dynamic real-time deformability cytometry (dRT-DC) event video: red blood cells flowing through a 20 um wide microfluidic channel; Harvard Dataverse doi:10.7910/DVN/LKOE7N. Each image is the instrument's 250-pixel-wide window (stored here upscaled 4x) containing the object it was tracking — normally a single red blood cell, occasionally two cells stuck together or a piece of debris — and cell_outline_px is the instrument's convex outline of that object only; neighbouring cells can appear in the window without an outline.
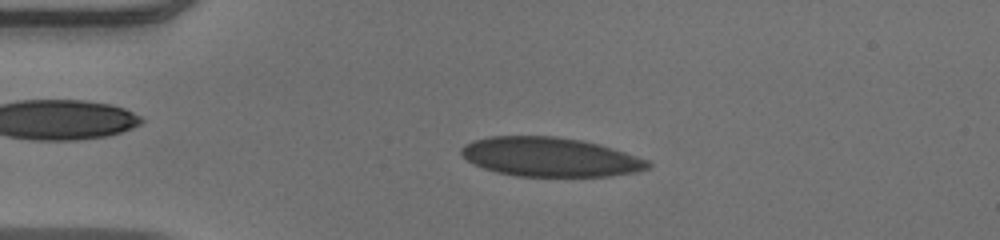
{"species": "human", "species_latin": "Homo sapiens", "temperature_condition": "warm", "stored_images_in_passage": 50, "camera_frame_rate_fps": 3000, "um_per_image_px": 0.085, "donor": {"sex": "male"}, "frame": {"image": 1, "passage_image": 10, "time_ms": 3.0, "image_size_px": [1000, 240], "cell_outline_px": [[652, 168], [640, 172], [612, 176], [520, 176], [496, 172], [484, 168], [468, 160], [460, 152], [460, 148], [464, 144], [476, 140], [492, 136], [556, 136], [580, 140], [600, 144], [648, 160], [652, 164]], "centroid_in_image_um": [46.82, 13.35], "position_along_channel_um": 38.2, "area_um2": 42.6}}
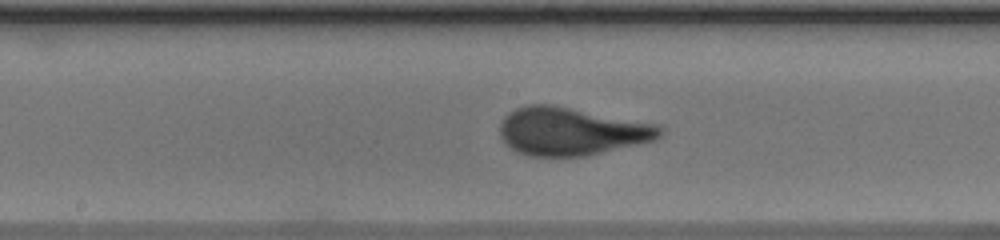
{"frame": {"image": 2, "passage_image": 25, "time_ms": 8.0, "image_size_px": [1000, 240], "cell_outline_px": [[664, 132], [656, 140], [640, 144], [584, 156], [528, 156], [516, 152], [500, 136], [500, 124], [504, 116], [516, 108], [528, 104], [552, 104], [660, 124], [664, 128]], "centroid_in_image_um": [48.61, 11.15], "position_along_channel_um": 199.6, "area_um2": 45.08}}
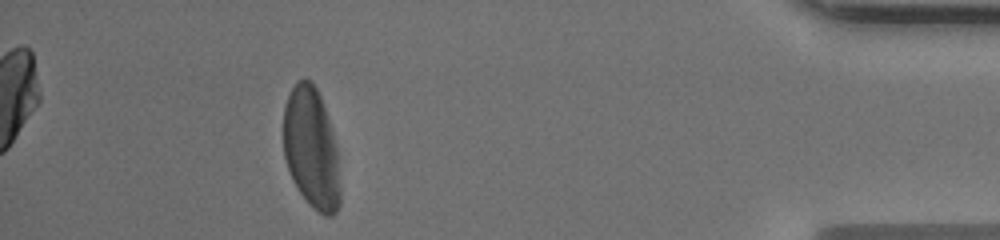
{"frame": {"image": 3, "passage_image": 45, "time_ms": 14.667, "image_size_px": [1000, 240], "cell_outline_px": [[340, 204], [336, 212], [332, 216], [324, 216], [308, 204], [292, 180], [284, 156], [284, 108], [288, 96], [292, 88], [300, 80], [312, 80], [320, 96], [336, 144], [340, 188]], "centroid_in_image_um": [26.47, 12.66], "position_along_channel_um": 408.7, "area_um2": 39.71}, "authors_computed_cell_mechanics": {"area_um2": 43.5523, "velocity_mm_per_s": 3.9245, "shape_relaxation_time_tau1_ms": 4.8615, "shape_relaxation_time_tau2_ms": null, "deformation_change_tau1": 0.189, "deformation_change_tau2": null}}